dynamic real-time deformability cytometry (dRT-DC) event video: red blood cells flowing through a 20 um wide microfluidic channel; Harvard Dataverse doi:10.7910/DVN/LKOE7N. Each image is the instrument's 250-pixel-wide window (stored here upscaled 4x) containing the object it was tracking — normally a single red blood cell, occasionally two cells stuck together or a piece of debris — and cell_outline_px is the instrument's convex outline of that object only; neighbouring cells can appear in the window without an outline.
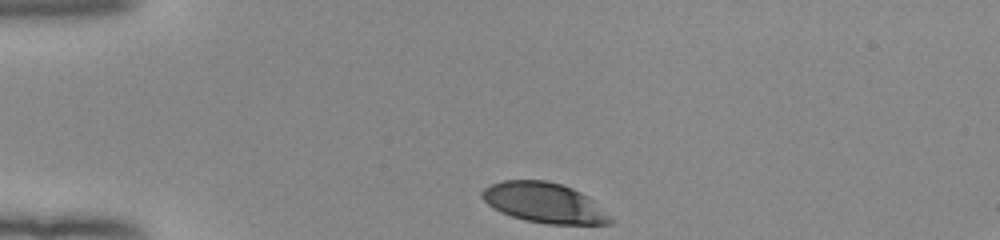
{"species": "human", "species_latin": "Homo sapiens", "temperature_condition": "room temperature", "stored_images_in_passage": 33, "camera_frame_rate_fps": 3000, "um_per_image_px": 0.085, "donor": {"sex": "female"}, "frame": {"image": 1, "passage_image": 1, "time_ms": 0.0, "image_size_px": [1000, 240], "cell_outline_px": [[616, 220], [612, 224], [548, 224], [524, 220], [500, 212], [488, 204], [480, 196], [480, 192], [484, 188], [492, 184], [504, 180], [544, 180], [560, 184], [572, 188], [588, 196]], "centroid_in_image_um": [46.28, 17.24], "position_along_channel_um": 38.7, "area_um2": 30.06}}
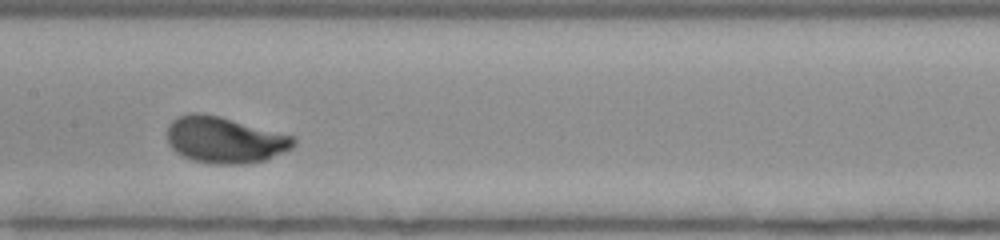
{"frame": {"image": 2, "passage_image": 16, "time_ms": 5.0, "image_size_px": [1000, 240], "cell_outline_px": [[296, 144], [292, 148], [264, 160], [244, 164], [212, 164], [192, 160], [180, 156], [168, 144], [168, 124], [176, 116], [188, 112], [196, 112], [220, 116], [296, 136]], "centroid_in_image_um": [19.08, 11.88], "position_along_channel_um": 188.3, "area_um2": 34.56}}
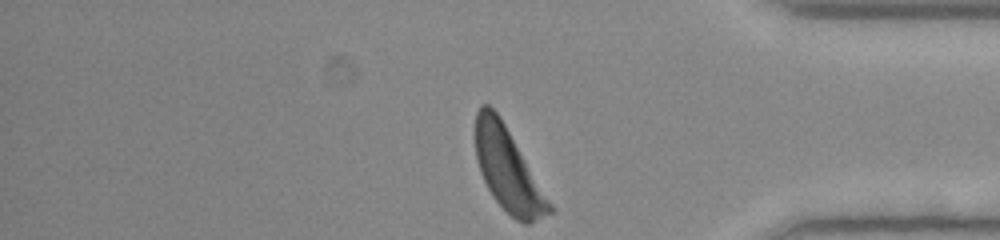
{"frame": {"image": 3, "passage_image": 33, "time_ms": 10.667, "image_size_px": [1000, 240], "cell_outline_px": [[552, 212], [528, 224], [524, 224], [516, 220], [492, 196], [480, 172], [476, 160], [476, 112], [480, 104], [488, 104], [500, 116], [552, 204]], "centroid_in_image_um": [43.16, 14.41], "position_along_channel_um": 392.0, "area_um2": 35.14}, "authors_computed_cell_mechanics": {"area_um2": 33.2928, "velocity_mm_per_s": 3.9063, "shape_relaxation_time_tau1_ms": 2.3103, "shape_relaxation_time_tau2_ms": null, "deformation_change_tau1": 0.157, "deformation_change_tau2": null}}